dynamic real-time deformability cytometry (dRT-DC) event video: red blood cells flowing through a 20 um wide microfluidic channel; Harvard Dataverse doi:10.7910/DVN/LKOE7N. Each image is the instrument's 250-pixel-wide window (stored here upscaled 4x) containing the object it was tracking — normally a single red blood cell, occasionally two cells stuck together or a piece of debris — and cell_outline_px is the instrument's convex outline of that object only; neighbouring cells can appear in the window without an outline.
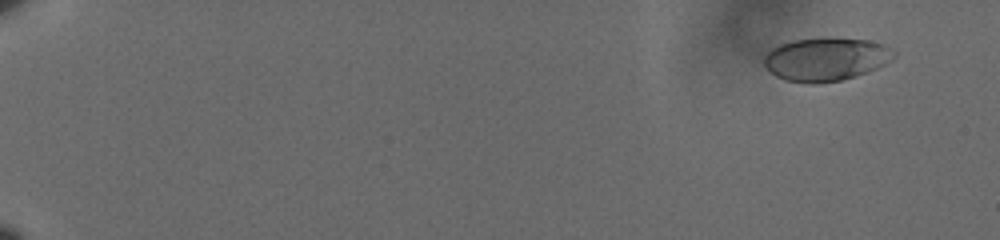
{"species": "human", "species_latin": "Homo sapiens", "temperature_condition": "cold", "stored_images_in_passage": 61, "camera_frame_rate_fps": 3000, "um_per_image_px": 0.085, "donor": {"sex": "male"}, "frame": {"image": 1, "passage_image": 5, "time_ms": 1.333, "image_size_px": [1000, 240], "cell_outline_px": [[896, 56], [884, 64], [868, 72], [856, 76], [840, 80], [816, 84], [808, 84], [784, 80], [776, 76], [764, 64], [764, 56], [772, 48], [780, 44], [792, 40], [824, 36], [828, 36], [868, 40], [884, 44], [892, 48], [896, 52]], "centroid_in_image_um": [70.22, 5.01], "position_along_channel_um": 14.8, "area_um2": 33.29}}
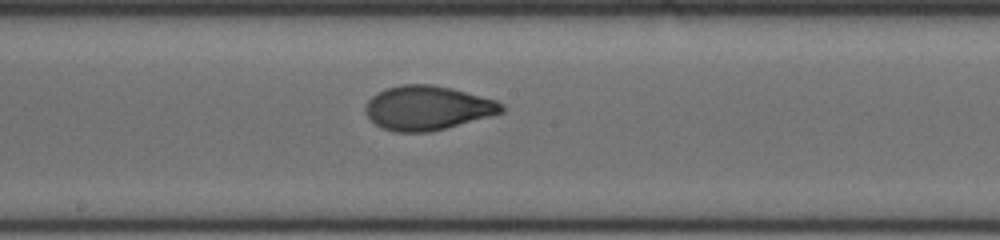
{"frame": {"image": 2, "passage_image": 37, "time_ms": 12.0, "image_size_px": [1000, 240], "cell_outline_px": [[504, 112], [444, 128], [428, 132], [396, 132], [384, 128], [376, 124], [364, 112], [364, 108], [368, 100], [372, 96], [388, 88], [400, 84], [432, 84], [452, 88], [496, 100], [504, 104]], "centroid_in_image_um": [36.33, 9.16], "position_along_channel_um": 211.9, "area_um2": 34.8}}
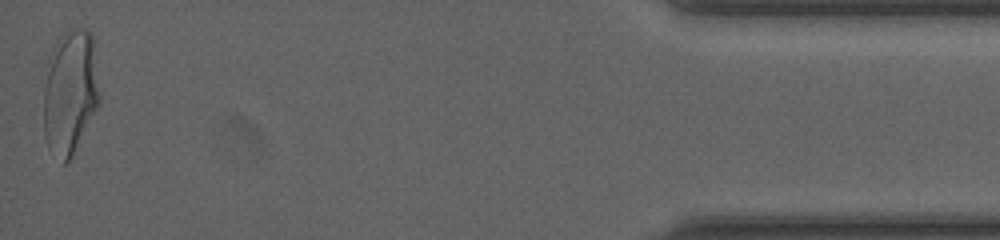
{"frame": {"image": 3, "passage_image": 61, "time_ms": 20.0, "image_size_px": [1000, 240], "cell_outline_px": [[100, 104], [68, 164], [64, 164], [48, 148], [44, 136], [44, 88], [48, 56], [56, 40], [68, 28], [84, 28], [92, 32], [100, 96]], "centroid_in_image_um": [5.96, 7.81], "position_along_channel_um": 429.2, "area_um2": 41.38}, "authors_computed_cell_mechanics": {"area_um2": 34.2176, "velocity_mm_per_s": 3.6025, "shape_relaxation_time_tau1_ms": 4.3726, "shape_relaxation_time_tau2_ms": 0.9022, "deformation_change_tau1": 0.1804, "deformation_change_tau2": 0.0463}}